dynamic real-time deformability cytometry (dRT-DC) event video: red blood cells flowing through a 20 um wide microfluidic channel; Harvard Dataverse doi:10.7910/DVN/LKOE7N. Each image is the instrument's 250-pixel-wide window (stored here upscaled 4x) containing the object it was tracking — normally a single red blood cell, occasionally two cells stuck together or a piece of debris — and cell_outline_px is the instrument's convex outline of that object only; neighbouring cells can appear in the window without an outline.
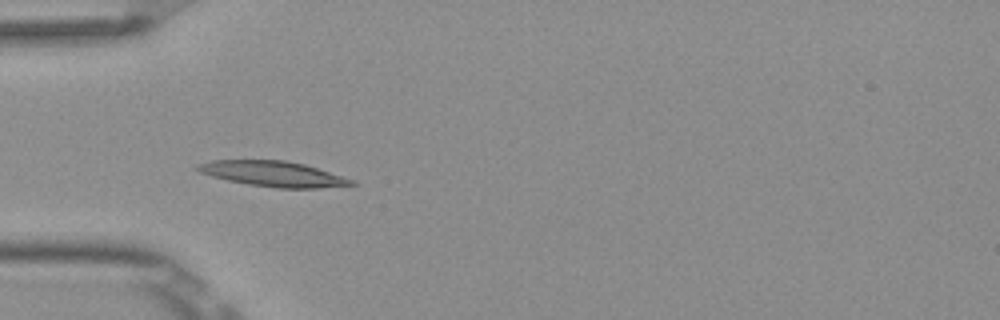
{"species": "Egyptian fruit bat (a non-hibernating species)", "species_latin": "Rousettus aegyptiacus", "temperature_condition": "room temperature", "stored_images_in_passage": 5, "camera_frame_rate_fps": 3000, "um_per_image_px": 0.085, "frame": {"image": 1, "passage_image": 5, "time_ms": 1.333, "image_size_px": [1000, 320], "cell_outline_px": [[360, 184], [320, 188], [276, 188], [228, 180], [212, 176], [200, 172], [192, 168], [196, 164], [212, 160], [284, 160], [304, 164], [356, 180]], "centroid_in_image_um": [23.24, 14.77], "position_along_channel_um": 61.8, "area_um2": 22.77}}